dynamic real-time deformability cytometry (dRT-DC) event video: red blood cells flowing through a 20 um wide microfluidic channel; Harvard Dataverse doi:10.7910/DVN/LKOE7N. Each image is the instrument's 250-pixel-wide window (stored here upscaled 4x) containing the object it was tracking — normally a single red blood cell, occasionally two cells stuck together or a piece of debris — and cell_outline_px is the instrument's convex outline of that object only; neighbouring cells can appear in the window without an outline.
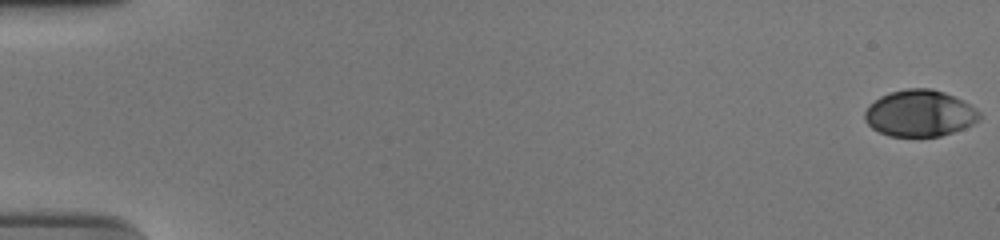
{"species": "human", "species_latin": "Homo sapiens", "temperature_condition": "cold", "stored_images_in_passage": 56, "camera_frame_rate_fps": 3000, "um_per_image_px": 0.085, "donor": {"sex": "male"}, "frame": {"image": 1, "passage_image": 1, "time_ms": 0.0, "image_size_px": [1000, 240], "cell_outline_px": [[980, 120], [964, 128], [940, 136], [888, 136], [872, 128], [864, 120], [864, 112], [880, 96], [888, 92], [908, 88], [932, 88], [944, 92], [964, 100], [976, 108], [980, 112]], "centroid_in_image_um": [78.19, 9.62], "position_along_channel_um": 6.8, "area_um2": 31.15}}
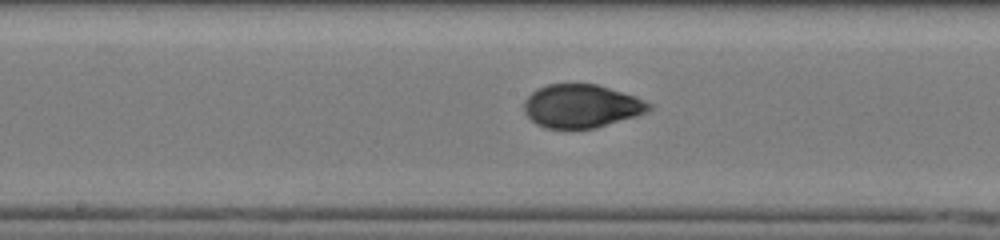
{"frame": {"image": 2, "passage_image": 31, "time_ms": 10.0, "image_size_px": [1000, 240], "cell_outline_px": [[652, 108], [648, 112], [636, 116], [596, 128], [568, 132], [544, 128], [536, 124], [524, 112], [524, 100], [536, 88], [548, 84], [596, 84], [636, 96], [652, 104]], "centroid_in_image_um": [49.4, 9.06], "position_along_channel_um": 198.8, "area_um2": 32.37}}
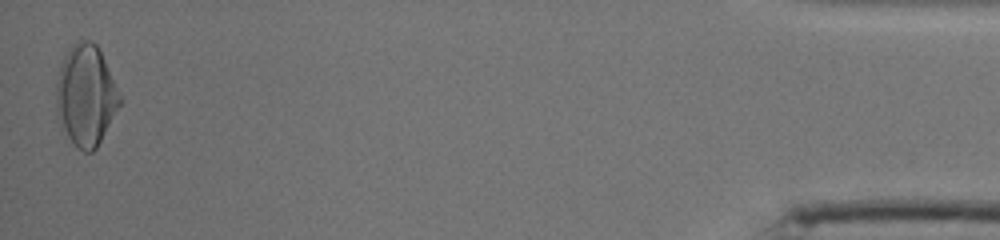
{"frame": {"image": 3, "passage_image": 56, "time_ms": 18.333, "image_size_px": [1000, 240], "cell_outline_px": [[120, 104], [96, 148], [92, 152], [84, 152], [76, 148], [68, 136], [56, 116], [56, 80], [60, 64], [64, 56], [72, 44], [76, 40], [92, 40], [96, 44], [104, 60], [120, 96]], "centroid_in_image_um": [7.25, 8.1], "position_along_channel_um": 427.9, "area_um2": 36.99}, "authors_computed_cell_mechanics": {"area_um2": 31.8189, "velocity_mm_per_s": 3.741, "shape_relaxation_time_tau1_ms": 4.6926, "shape_relaxation_time_tau2_ms": null, "deformation_change_tau1": 0.1668, "deformation_change_tau2": null}}